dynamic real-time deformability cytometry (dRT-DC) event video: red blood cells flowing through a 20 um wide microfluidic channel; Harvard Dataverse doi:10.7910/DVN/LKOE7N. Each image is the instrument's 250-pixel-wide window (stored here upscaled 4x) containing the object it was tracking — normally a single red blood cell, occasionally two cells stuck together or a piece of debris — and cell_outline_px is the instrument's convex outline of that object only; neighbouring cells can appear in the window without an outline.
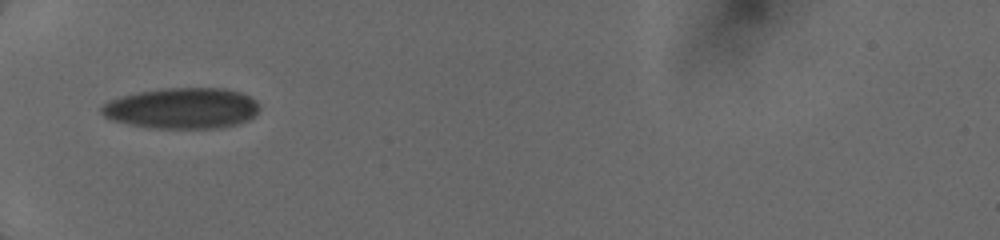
{"species": "human", "species_latin": "Homo sapiens", "temperature_condition": "cold", "stored_images_in_passage": 70, "camera_frame_rate_fps": 3000, "um_per_image_px": 0.085, "donor": {"sex": "female"}, "frame": {"image": 1, "passage_image": 1, "time_ms": 0.0, "image_size_px": [1000, 240], "cell_outline_px": [[256, 116], [240, 124], [220, 128], [152, 128], [128, 124], [112, 120], [104, 116], [100, 112], [100, 108], [104, 104], [120, 96], [136, 92], [160, 88], [224, 88], [240, 92], [256, 100]], "centroid_in_image_um": [15.46, 9.2], "position_along_channel_um": 69.5, "area_um2": 37.74}}
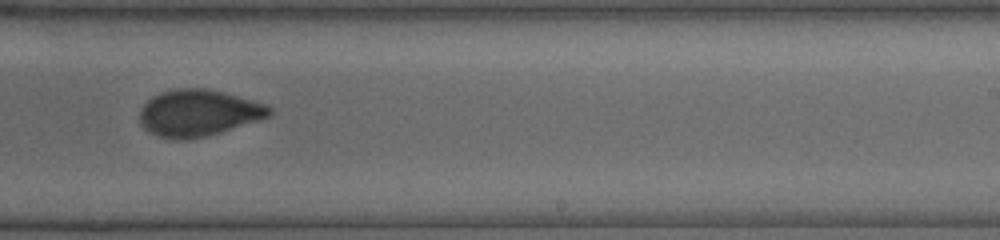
{"frame": {"image": 2, "passage_image": 31, "time_ms": 5.0, "image_size_px": [1000, 240], "cell_outline_px": [[272, 116], [220, 132], [204, 136], [184, 140], [176, 140], [160, 136], [148, 132], [144, 128], [140, 120], [140, 112], [144, 104], [152, 96], [160, 92], [176, 88], [208, 88], [224, 92], [268, 104], [272, 108]], "centroid_in_image_um": [16.89, 9.59], "position_along_channel_um": 272.1, "area_um2": 35.32}}
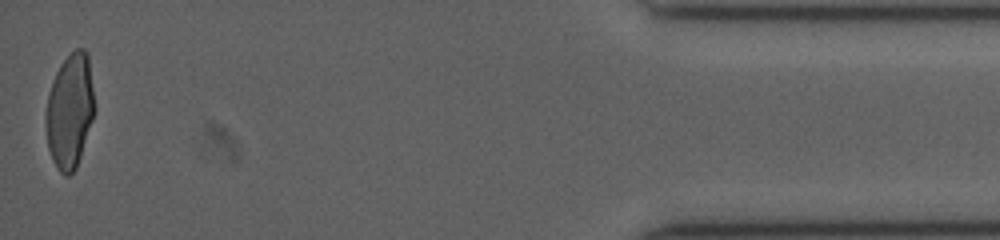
{"frame": {"image": 3, "passage_image": 68, "time_ms": 10.333, "image_size_px": [1000, 240], "cell_outline_px": [[96, 108], [76, 168], [68, 176], [64, 176], [60, 172], [52, 160], [48, 148], [44, 124], [44, 116], [48, 96], [52, 80], [60, 64], [76, 48], [84, 48], [88, 52]], "centroid_in_image_um": [5.93, 9.41], "position_along_channel_um": 429.3, "area_um2": 32.89}}